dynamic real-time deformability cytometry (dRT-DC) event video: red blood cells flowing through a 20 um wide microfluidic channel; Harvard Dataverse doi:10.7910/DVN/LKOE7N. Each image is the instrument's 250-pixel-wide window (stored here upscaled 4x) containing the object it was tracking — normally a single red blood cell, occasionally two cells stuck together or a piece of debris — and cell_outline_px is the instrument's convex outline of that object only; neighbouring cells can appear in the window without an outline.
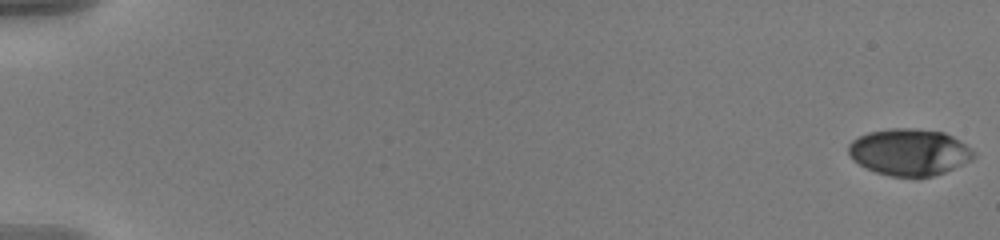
{"species": "human", "species_latin": "Homo sapiens", "temperature_condition": "warm", "stored_images_in_passage": 58, "camera_frame_rate_fps": 3000, "um_per_image_px": 0.085, "donor": {"sex": "male"}, "frame": {"image": 1, "passage_image": 1, "time_ms": 0.0, "image_size_px": [1000, 240], "cell_outline_px": [[976, 156], [972, 160], [944, 172], [932, 176], [892, 176], [876, 172], [852, 160], [848, 152], [848, 144], [852, 140], [868, 132], [892, 128], [912, 128], [944, 132], [960, 140], [976, 152]], "centroid_in_image_um": [77.31, 12.91], "position_along_channel_um": 7.7, "area_um2": 33.99}}
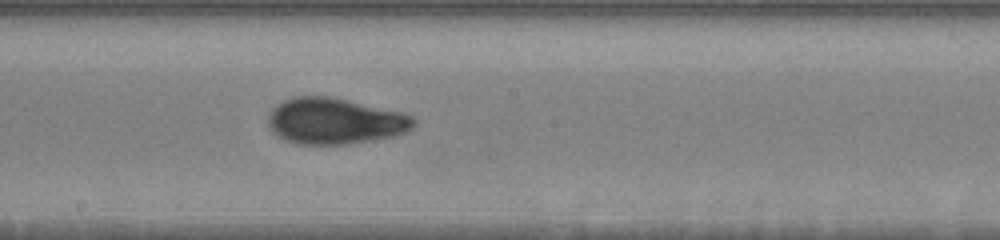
{"frame": {"image": 2, "passage_image": 34, "time_ms": 11.0, "image_size_px": [1000, 240], "cell_outline_px": [[416, 124], [412, 128], [404, 132], [392, 136], [348, 144], [300, 144], [276, 136], [268, 128], [268, 116], [272, 108], [276, 104], [284, 100], [296, 96], [328, 96], [348, 100], [404, 112], [412, 116], [416, 120]], "centroid_in_image_um": [28.45, 10.28], "position_along_channel_um": 219.8, "area_um2": 39.19}}
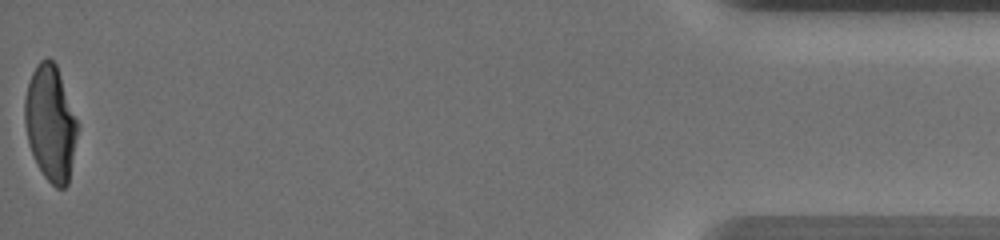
{"frame": {"image": 3, "passage_image": 58, "time_ms": 19.0, "image_size_px": [1000, 240], "cell_outline_px": [[76, 136], [68, 184], [64, 188], [56, 188], [44, 176], [36, 164], [28, 144], [24, 124], [24, 100], [28, 84], [32, 72], [36, 64], [40, 60], [48, 56], [56, 64], [76, 120]], "centroid_in_image_um": [4.24, 10.47], "position_along_channel_um": 431.0, "area_um2": 35.08}, "authors_computed_cell_mechanics": {"area_um2": 36.3562, "velocity_mm_per_s": 3.631, "shape_relaxation_time_tau1_ms": 4.756, "shape_relaxation_time_tau2_ms": 1.1987, "deformation_change_tau1": 0.1949, "deformation_change_tau2": 0.0605}}